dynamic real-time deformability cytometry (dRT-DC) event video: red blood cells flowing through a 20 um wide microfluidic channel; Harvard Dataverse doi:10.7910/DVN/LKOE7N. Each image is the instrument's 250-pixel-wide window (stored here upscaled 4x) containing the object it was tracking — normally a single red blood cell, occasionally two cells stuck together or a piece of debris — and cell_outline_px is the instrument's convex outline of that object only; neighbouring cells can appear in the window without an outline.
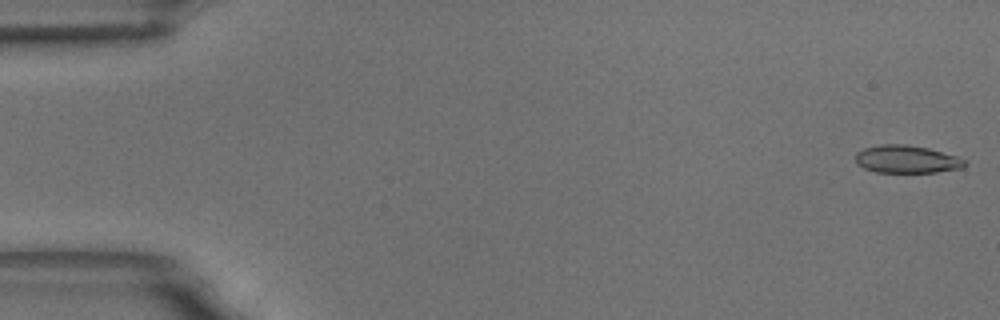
{"species": "common noctule bat (a hibernating species)", "species_latin": "Nyctalus noctula", "temperature_condition": "room temperature", "stored_images_in_passage": 11, "camera_frame_rate_fps": 3000, "um_per_image_px": 0.085, "animal": {"sex": "male", "body_mass_g": 18.8}, "frame": {"image": 1, "passage_image": 1, "time_ms": 0.0, "image_size_px": [1000, 320], "cell_outline_px": [[968, 164], [964, 168], [936, 172], [876, 172], [864, 168], [856, 164], [856, 152], [864, 148], [880, 144], [904, 144], [928, 148], [956, 156], [968, 160]], "centroid_in_image_um": [77.1, 13.54], "position_along_channel_um": 7.9, "area_um2": 17.8}}